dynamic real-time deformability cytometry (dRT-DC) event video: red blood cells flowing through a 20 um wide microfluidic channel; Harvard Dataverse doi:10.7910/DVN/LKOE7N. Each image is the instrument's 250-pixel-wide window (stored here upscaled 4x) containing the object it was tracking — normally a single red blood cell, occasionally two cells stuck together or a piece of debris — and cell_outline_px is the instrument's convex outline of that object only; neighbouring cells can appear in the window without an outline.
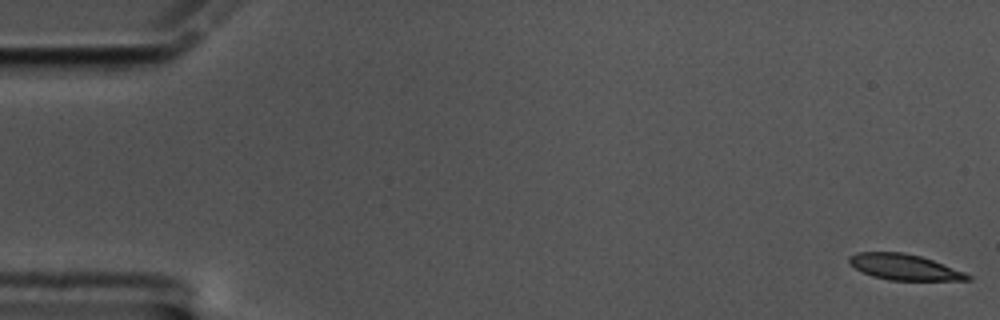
{"species": "common noctule bat (a hibernating species)", "species_latin": "Nyctalus noctula", "temperature_condition": "cold", "stored_images_in_passage": 60, "camera_frame_rate_fps": 3000, "um_per_image_px": 0.085, "animal": {"sex": "male", "body_mass_g": 17.5, "forearm_length_mm": 52.3}, "frame": {"image": 1, "passage_image": 1, "time_ms": 0.0, "image_size_px": [1000, 320], "cell_outline_px": [[972, 280], [888, 280], [872, 276], [848, 264], [848, 256], [856, 252], [904, 252], [920, 256], [932, 260], [964, 272], [972, 276]], "centroid_in_image_um": [76.83, 22.69], "position_along_channel_um": 8.2, "area_um2": 17.74}}
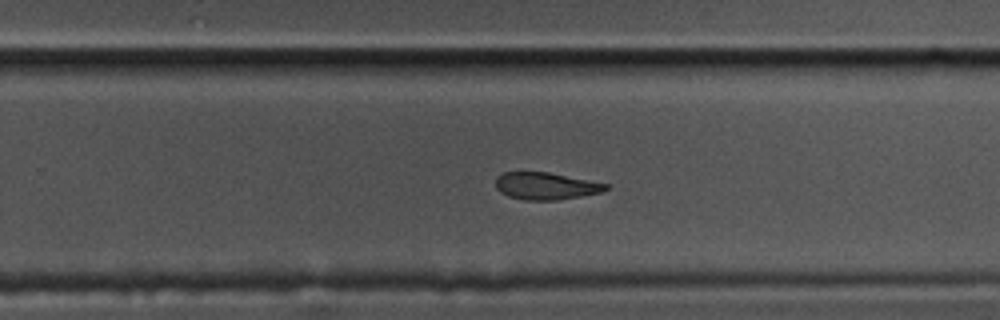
{"frame": {"image": 2, "passage_image": 38, "time_ms": 12.333, "image_size_px": [1000, 320], "cell_outline_px": [[608, 188], [604, 192], [556, 200], [524, 200], [508, 196], [500, 192], [496, 188], [496, 176], [504, 172], [548, 172], [608, 184]], "centroid_in_image_um": [46.37, 15.81], "position_along_channel_um": 283.4, "area_um2": 17.4}}
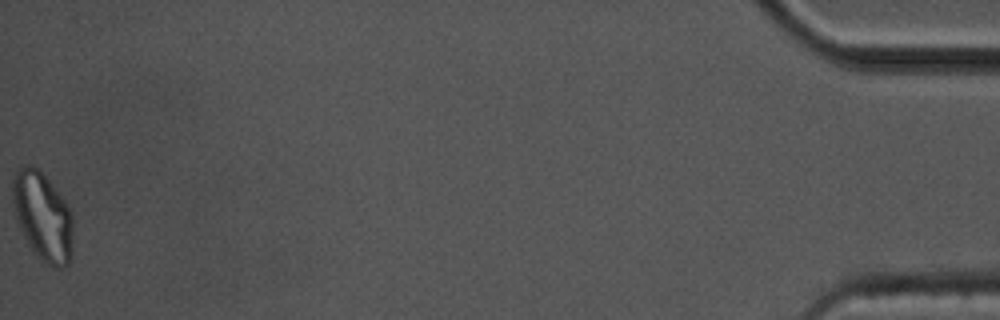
{"frame": {"image": 3, "passage_image": 60, "time_ms": 19.667, "image_size_px": [1000, 320], "cell_outline_px": [[72, 256], [68, 264], [64, 268], [52, 268], [28, 244], [16, 220], [12, 200], [12, 176], [16, 168], [24, 164], [32, 164], [48, 180], [68, 204], [72, 216]], "centroid_in_image_um": [3.62, 18.36], "position_along_channel_um": 431.6, "area_um2": 31.27}, "authors_computed_cell_mechanics": {"area_um2": 19.0451, "velocity_mm_per_s": 3.3734, "shape_relaxation_time_tau1_ms": null, "shape_relaxation_time_tau2_ms": 11.2206, "deformation_change_tau1": null, "deformation_change_tau2": 0.1634}}